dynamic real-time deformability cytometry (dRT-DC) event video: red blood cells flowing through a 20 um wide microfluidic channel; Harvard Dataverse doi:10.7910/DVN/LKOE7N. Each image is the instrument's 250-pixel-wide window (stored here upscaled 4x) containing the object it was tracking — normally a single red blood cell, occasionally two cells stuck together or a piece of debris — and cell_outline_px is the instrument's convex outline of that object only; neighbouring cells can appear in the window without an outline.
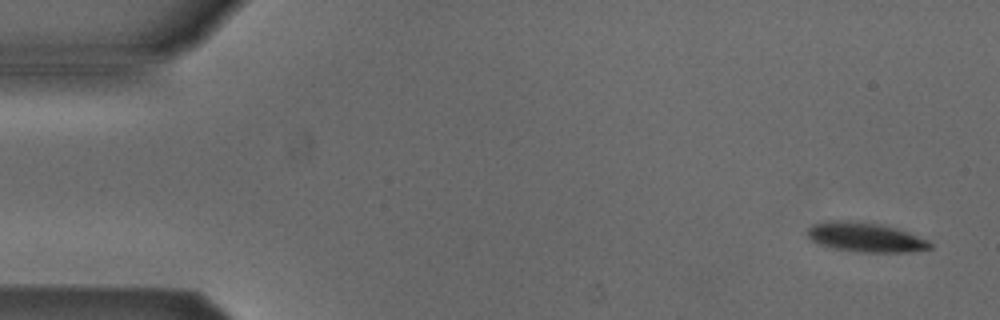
{"species": "Egyptian fruit bat (a non-hibernating species)", "species_latin": "Rousettus aegyptiacus", "temperature_condition": "cold", "stored_images_in_passage": 5, "camera_frame_rate_fps": 3000, "um_per_image_px": 0.085, "animal": {"sex": "male"}, "frame": {"image": 1, "passage_image": 1, "time_ms": 0.0, "image_size_px": [1000, 320], "cell_outline_px": [[932, 248], [908, 252], [864, 252], [836, 248], [820, 244], [812, 240], [808, 236], [808, 228], [812, 224], [824, 220], [840, 220], [880, 224], [896, 228], [908, 232], [928, 240], [932, 244]], "centroid_in_image_um": [73.57, 20.15], "position_along_channel_um": 11.4, "area_um2": 20.81}}
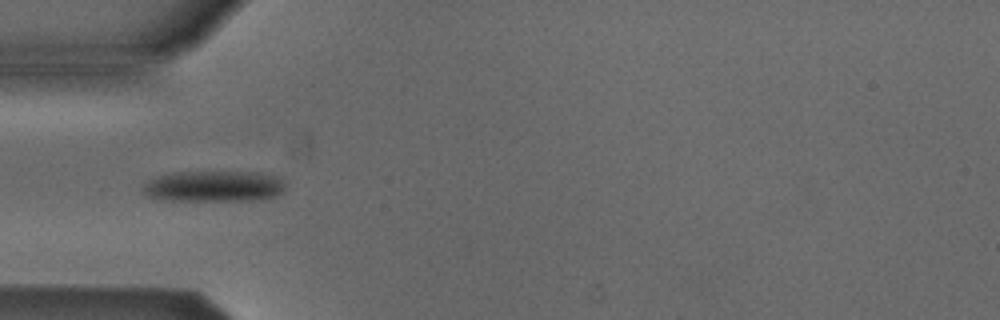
{"frame": {"image": 2, "passage_image": 5, "time_ms": 4.667, "image_size_px": [1000, 320], "cell_outline_px": [[284, 192], [276, 196], [252, 200], [168, 200], [148, 196], [144, 192], [144, 184], [148, 180], [156, 176], [172, 172], [260, 172], [280, 176], [284, 180]], "centroid_in_image_um": [18.23, 15.81], "position_along_channel_um": 66.8, "area_um2": 25.84}}